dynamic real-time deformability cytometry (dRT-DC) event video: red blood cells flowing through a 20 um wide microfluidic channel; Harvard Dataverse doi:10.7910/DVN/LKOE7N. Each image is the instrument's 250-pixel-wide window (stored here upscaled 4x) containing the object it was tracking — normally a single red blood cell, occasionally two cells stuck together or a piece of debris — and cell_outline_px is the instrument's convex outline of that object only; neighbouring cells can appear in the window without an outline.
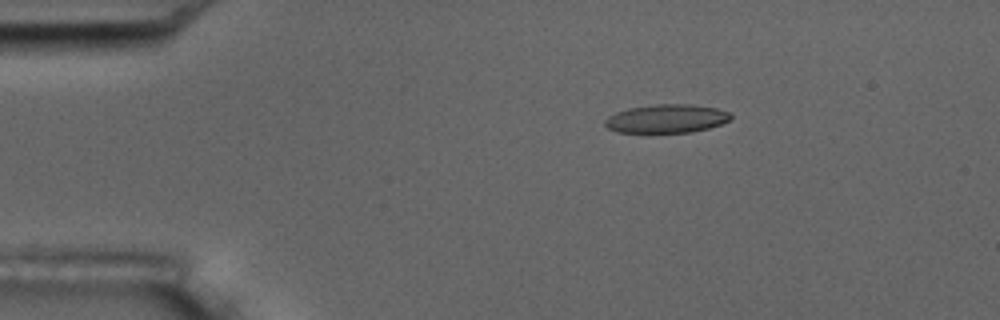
{"species": "common noctule bat (a hibernating species)", "species_latin": "Nyctalus noctula", "temperature_condition": "room temperature", "stored_images_in_passage": 5, "camera_frame_rate_fps": 3000, "um_per_image_px": 0.085, "animal": {"sex": "male", "body_mass_g": 17.5, "forearm_length_mm": 52.3}, "frame": {"image": 1, "passage_image": 3, "time_ms": 3.0, "image_size_px": [1000, 320], "cell_outline_px": [[732, 116], [728, 120], [720, 124], [708, 128], [692, 132], [616, 132], [608, 128], [604, 124], [604, 120], [608, 116], [616, 112], [628, 108], [656, 104], [692, 104], [716, 108], [728, 112]], "centroid_in_image_um": [56.62, 10.08], "position_along_channel_um": 28.4, "area_um2": 20.81}}
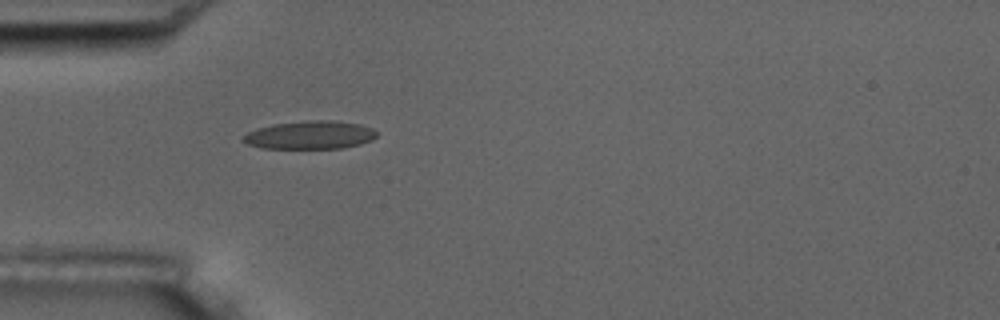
{"frame": {"image": 2, "passage_image": 5, "time_ms": 5.333, "image_size_px": [1000, 320], "cell_outline_px": [[376, 136], [372, 140], [360, 144], [340, 148], [264, 148], [248, 144], [244, 140], [244, 136], [248, 132], [256, 128], [272, 124], [308, 120], [332, 120], [360, 124], [372, 128], [376, 132]], "centroid_in_image_um": [26.37, 11.46], "position_along_channel_um": 58.6, "area_um2": 21.79}}